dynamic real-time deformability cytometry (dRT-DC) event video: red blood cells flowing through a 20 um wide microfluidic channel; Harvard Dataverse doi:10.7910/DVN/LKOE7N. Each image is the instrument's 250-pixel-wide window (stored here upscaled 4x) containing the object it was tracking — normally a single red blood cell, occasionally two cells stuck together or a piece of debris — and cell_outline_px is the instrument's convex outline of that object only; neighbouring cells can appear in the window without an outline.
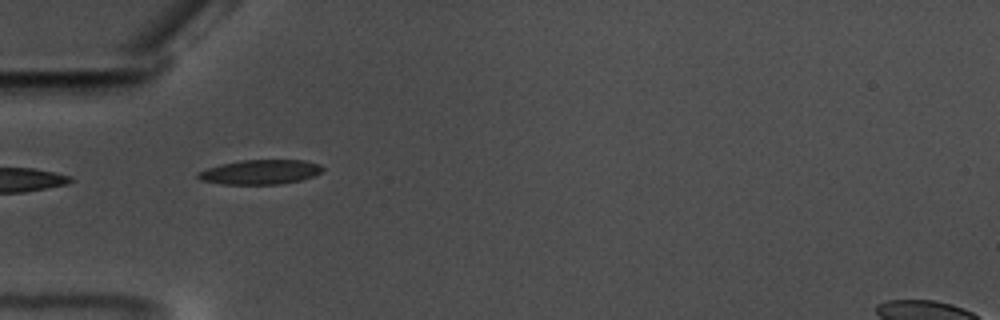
{"species": "common noctule bat (a hibernating species)", "species_latin": "Nyctalus noctula", "temperature_condition": "warm", "stored_images_in_passage": 3, "camera_frame_rate_fps": 3000, "um_per_image_px": 0.085, "animal": {"sex": "male", "body_mass_g": 17.5, "forearm_length_mm": 52.3}, "frame": {"image": 1, "passage_image": 1, "time_ms": 0.0, "image_size_px": [1000, 320], "cell_outline_px": [[324, 168], [320, 172], [312, 176], [300, 180], [280, 184], [220, 184], [200, 180], [196, 176], [196, 172], [220, 164], [240, 160], [304, 160], [320, 164]], "centroid_in_image_um": [22.08, 14.62], "position_along_channel_um": 62.9, "area_um2": 17.86}}